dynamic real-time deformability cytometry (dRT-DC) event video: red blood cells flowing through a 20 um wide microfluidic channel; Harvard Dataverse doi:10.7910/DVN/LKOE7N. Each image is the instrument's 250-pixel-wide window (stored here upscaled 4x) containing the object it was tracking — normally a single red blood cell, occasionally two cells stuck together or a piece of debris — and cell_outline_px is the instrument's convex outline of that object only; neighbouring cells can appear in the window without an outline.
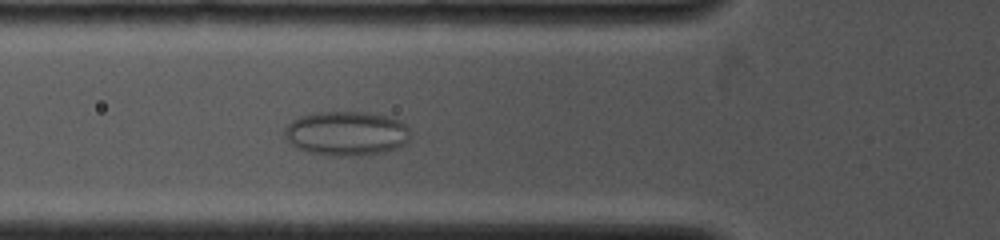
{"species": "common noctule bat (a hibernating species)", "species_latin": "Nyctalus noctula", "temperature_condition": "cold", "stored_images_in_passage": 13, "camera_frame_rate_fps": 4000, "um_per_image_px": 0.085, "animal": {"sex": "female", "body_mass_g": 19.0, "forearm_length_mm": 53.3}, "frame": {"image": 1, "passage_image": 8, "time_ms": 4.25, "image_size_px": [1000, 240], "cell_outline_px": [[408, 140], [400, 148], [380, 152], [348, 156], [336, 156], [308, 152], [296, 148], [284, 136], [284, 128], [292, 120], [300, 116], [316, 112], [368, 112], [392, 116], [400, 120], [408, 128]], "centroid_in_image_um": [29.44, 11.32], "position_along_channel_um": 96.4, "area_um2": 32.6}}
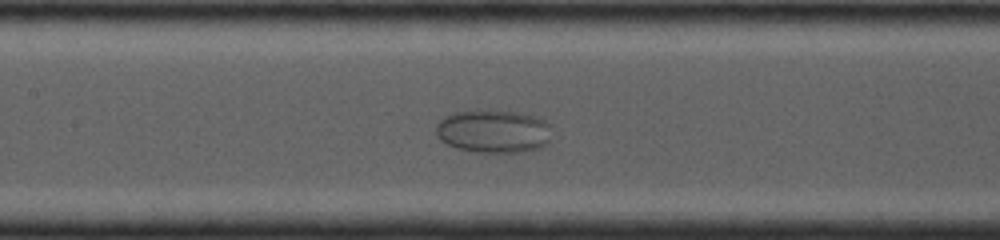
{"frame": {"image": 2, "passage_image": 11, "time_ms": 6.0, "image_size_px": [1000, 240], "cell_outline_px": [[552, 124], [548, 144], [540, 148], [520, 152], [476, 152], [456, 148], [440, 140], [436, 132], [436, 124], [444, 116], [456, 112], [516, 112], [540, 116]], "centroid_in_image_um": [42.0, 11.18], "position_along_channel_um": 165.4, "area_um2": 29.02}}
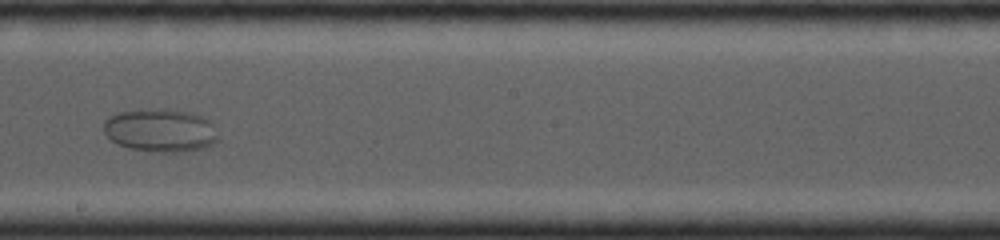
{"frame": {"image": 3, "passage_image": 13, "time_ms": 7.75, "image_size_px": [1000, 240], "cell_outline_px": [[216, 140], [212, 144], [204, 148], [180, 152], [152, 152], [128, 148], [116, 144], [104, 132], [104, 120], [108, 116], [116, 112], [160, 108], [184, 112], [200, 116], [208, 120], [212, 124], [216, 136]], "centroid_in_image_um": [13.56, 11.09], "position_along_channel_um": 234.6, "area_um2": 28.61}}